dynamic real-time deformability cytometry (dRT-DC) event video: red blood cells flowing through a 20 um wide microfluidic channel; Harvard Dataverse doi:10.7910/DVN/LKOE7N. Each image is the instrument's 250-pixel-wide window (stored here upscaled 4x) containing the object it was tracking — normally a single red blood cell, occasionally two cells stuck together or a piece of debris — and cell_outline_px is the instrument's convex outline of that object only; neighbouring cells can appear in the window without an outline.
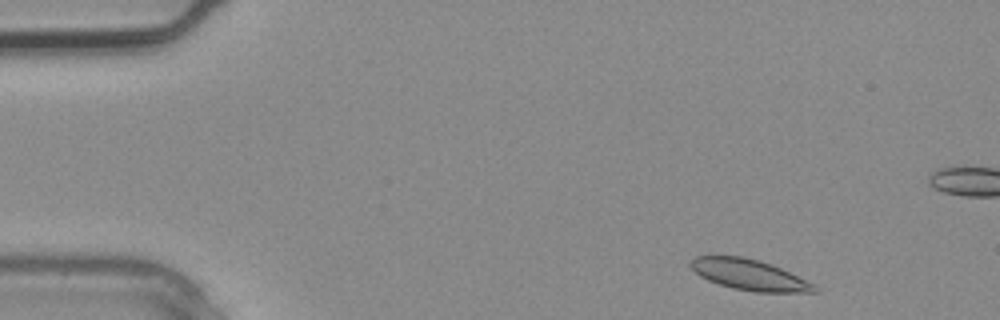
{"species": "common noctule bat (a hibernating species)", "species_latin": "Nyctalus noctula", "temperature_condition": "warm", "stored_images_in_passage": 3, "camera_frame_rate_fps": 3000, "um_per_image_px": 0.085, "animal": {"sex": "male", "body_mass_g": 20.4}, "frame": {"image": 1, "passage_image": 1, "time_ms": 0.0, "image_size_px": [1000, 320], "cell_outline_px": [[820, 292], [756, 292], [732, 288], [708, 280], [700, 276], [688, 264], [696, 256], [744, 256], [760, 260], [772, 264], [816, 284], [820, 288]], "centroid_in_image_um": [63.75, 23.36], "position_along_channel_um": 21.2, "area_um2": 22.31}}